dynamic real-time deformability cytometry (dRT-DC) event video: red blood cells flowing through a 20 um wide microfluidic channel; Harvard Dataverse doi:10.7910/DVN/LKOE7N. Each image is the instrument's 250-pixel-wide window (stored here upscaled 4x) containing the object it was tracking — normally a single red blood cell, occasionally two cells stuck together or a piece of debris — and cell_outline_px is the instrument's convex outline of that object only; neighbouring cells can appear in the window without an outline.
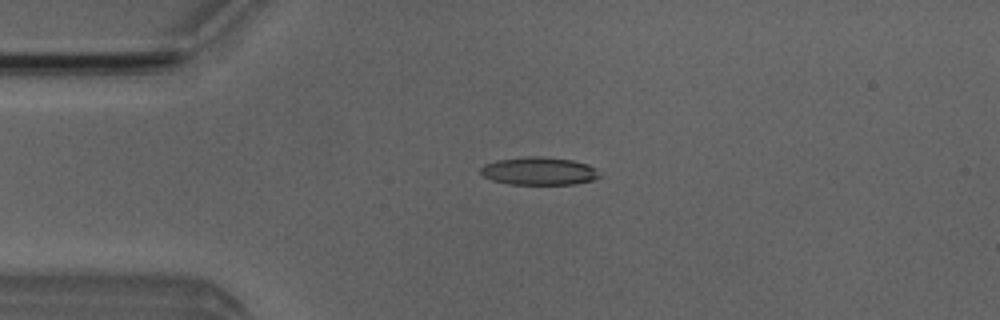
{"species": "Egyptian fruit bat (a non-hibernating species)", "species_latin": "Rousettus aegyptiacus", "temperature_condition": "room temperature", "stored_images_in_passage": 5, "camera_frame_rate_fps": 3000, "um_per_image_px": 0.085, "animal": {"sex": "male"}, "frame": {"image": 1, "passage_image": 4, "time_ms": 3.667, "image_size_px": [1000, 320], "cell_outline_px": [[600, 176], [592, 180], [576, 184], [508, 184], [492, 180], [484, 176], [480, 172], [480, 168], [484, 164], [496, 160], [528, 156], [536, 156], [572, 160], [588, 164], [596, 168]], "centroid_in_image_um": [45.8, 14.54], "position_along_channel_um": 39.2, "area_um2": 19.31}}